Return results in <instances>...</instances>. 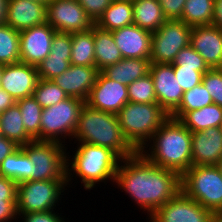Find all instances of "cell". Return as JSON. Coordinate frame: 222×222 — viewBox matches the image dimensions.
<instances>
[{"mask_svg":"<svg viewBox=\"0 0 222 222\" xmlns=\"http://www.w3.org/2000/svg\"><path fill=\"white\" fill-rule=\"evenodd\" d=\"M114 183L148 218L181 191L177 172L155 165L141 152L121 160Z\"/></svg>","mask_w":222,"mask_h":222,"instance_id":"6da1fadb","label":"cell"},{"mask_svg":"<svg viewBox=\"0 0 222 222\" xmlns=\"http://www.w3.org/2000/svg\"><path fill=\"white\" fill-rule=\"evenodd\" d=\"M191 143L192 132L169 117L140 152L155 165L182 176L192 166Z\"/></svg>","mask_w":222,"mask_h":222,"instance_id":"7a4b0ae2","label":"cell"},{"mask_svg":"<svg viewBox=\"0 0 222 222\" xmlns=\"http://www.w3.org/2000/svg\"><path fill=\"white\" fill-rule=\"evenodd\" d=\"M74 143H78L76 144L77 149L74 148V155L71 156L70 151H68L66 156L67 188L70 187L72 180L76 177L81 178L80 181L84 189L88 191L99 183L111 181L114 184L116 170L122 158L107 147L82 142Z\"/></svg>","mask_w":222,"mask_h":222,"instance_id":"3957f363","label":"cell"},{"mask_svg":"<svg viewBox=\"0 0 222 222\" xmlns=\"http://www.w3.org/2000/svg\"><path fill=\"white\" fill-rule=\"evenodd\" d=\"M73 140L110 148L122 159L137 152L124 137L116 114L92 108L86 103L81 109Z\"/></svg>","mask_w":222,"mask_h":222,"instance_id":"277c9868","label":"cell"},{"mask_svg":"<svg viewBox=\"0 0 222 222\" xmlns=\"http://www.w3.org/2000/svg\"><path fill=\"white\" fill-rule=\"evenodd\" d=\"M116 115L124 137L137 152L170 117L159 104L133 102H127Z\"/></svg>","mask_w":222,"mask_h":222,"instance_id":"5b68a950","label":"cell"},{"mask_svg":"<svg viewBox=\"0 0 222 222\" xmlns=\"http://www.w3.org/2000/svg\"><path fill=\"white\" fill-rule=\"evenodd\" d=\"M181 190L213 213L222 212V174L216 165H192L181 176Z\"/></svg>","mask_w":222,"mask_h":222,"instance_id":"8992f818","label":"cell"},{"mask_svg":"<svg viewBox=\"0 0 222 222\" xmlns=\"http://www.w3.org/2000/svg\"><path fill=\"white\" fill-rule=\"evenodd\" d=\"M85 101L69 97L42 109L40 141H55L64 145L72 140ZM66 141V142H65Z\"/></svg>","mask_w":222,"mask_h":222,"instance_id":"52a82bcc","label":"cell"},{"mask_svg":"<svg viewBox=\"0 0 222 222\" xmlns=\"http://www.w3.org/2000/svg\"><path fill=\"white\" fill-rule=\"evenodd\" d=\"M65 187L67 180H27L17 184V215L56 209L62 203V193L68 190Z\"/></svg>","mask_w":222,"mask_h":222,"instance_id":"ba28073f","label":"cell"},{"mask_svg":"<svg viewBox=\"0 0 222 222\" xmlns=\"http://www.w3.org/2000/svg\"><path fill=\"white\" fill-rule=\"evenodd\" d=\"M33 162V180H67V147L55 141L33 140L22 146Z\"/></svg>","mask_w":222,"mask_h":222,"instance_id":"9c48e42d","label":"cell"},{"mask_svg":"<svg viewBox=\"0 0 222 222\" xmlns=\"http://www.w3.org/2000/svg\"><path fill=\"white\" fill-rule=\"evenodd\" d=\"M191 30L181 20H166L152 33L150 63H173L178 52L190 45Z\"/></svg>","mask_w":222,"mask_h":222,"instance_id":"30bf717a","label":"cell"},{"mask_svg":"<svg viewBox=\"0 0 222 222\" xmlns=\"http://www.w3.org/2000/svg\"><path fill=\"white\" fill-rule=\"evenodd\" d=\"M46 22L63 33L85 32L95 25L77 0H51L47 4Z\"/></svg>","mask_w":222,"mask_h":222,"instance_id":"8fae6325","label":"cell"},{"mask_svg":"<svg viewBox=\"0 0 222 222\" xmlns=\"http://www.w3.org/2000/svg\"><path fill=\"white\" fill-rule=\"evenodd\" d=\"M213 212L202 207L182 190L149 218V222H211Z\"/></svg>","mask_w":222,"mask_h":222,"instance_id":"7c38bea8","label":"cell"},{"mask_svg":"<svg viewBox=\"0 0 222 222\" xmlns=\"http://www.w3.org/2000/svg\"><path fill=\"white\" fill-rule=\"evenodd\" d=\"M149 74L154 83L157 104L170 116L181 104L184 94L174 75L173 65L150 63Z\"/></svg>","mask_w":222,"mask_h":222,"instance_id":"4fadbf2b","label":"cell"},{"mask_svg":"<svg viewBox=\"0 0 222 222\" xmlns=\"http://www.w3.org/2000/svg\"><path fill=\"white\" fill-rule=\"evenodd\" d=\"M129 102L127 86L99 72L85 103L92 108L117 114Z\"/></svg>","mask_w":222,"mask_h":222,"instance_id":"5bb4252c","label":"cell"},{"mask_svg":"<svg viewBox=\"0 0 222 222\" xmlns=\"http://www.w3.org/2000/svg\"><path fill=\"white\" fill-rule=\"evenodd\" d=\"M56 32L47 22L19 31L20 62L37 67L50 54Z\"/></svg>","mask_w":222,"mask_h":222,"instance_id":"9a60e30c","label":"cell"},{"mask_svg":"<svg viewBox=\"0 0 222 222\" xmlns=\"http://www.w3.org/2000/svg\"><path fill=\"white\" fill-rule=\"evenodd\" d=\"M38 81L36 66L22 62L7 64L4 68L1 88L17 101L33 96Z\"/></svg>","mask_w":222,"mask_h":222,"instance_id":"2e32d148","label":"cell"},{"mask_svg":"<svg viewBox=\"0 0 222 222\" xmlns=\"http://www.w3.org/2000/svg\"><path fill=\"white\" fill-rule=\"evenodd\" d=\"M190 45L205 60L210 69L222 68V29L217 26H194Z\"/></svg>","mask_w":222,"mask_h":222,"instance_id":"e0dca14e","label":"cell"},{"mask_svg":"<svg viewBox=\"0 0 222 222\" xmlns=\"http://www.w3.org/2000/svg\"><path fill=\"white\" fill-rule=\"evenodd\" d=\"M115 44L123 58L150 59L152 33L135 24L112 31Z\"/></svg>","mask_w":222,"mask_h":222,"instance_id":"ac0fdd59","label":"cell"},{"mask_svg":"<svg viewBox=\"0 0 222 222\" xmlns=\"http://www.w3.org/2000/svg\"><path fill=\"white\" fill-rule=\"evenodd\" d=\"M99 70L92 66L70 65L62 74L52 81L57 84L68 97L86 101L94 86Z\"/></svg>","mask_w":222,"mask_h":222,"instance_id":"d6986e66","label":"cell"},{"mask_svg":"<svg viewBox=\"0 0 222 222\" xmlns=\"http://www.w3.org/2000/svg\"><path fill=\"white\" fill-rule=\"evenodd\" d=\"M192 165H216L222 158L221 128L208 129L192 133Z\"/></svg>","mask_w":222,"mask_h":222,"instance_id":"ffe728a7","label":"cell"},{"mask_svg":"<svg viewBox=\"0 0 222 222\" xmlns=\"http://www.w3.org/2000/svg\"><path fill=\"white\" fill-rule=\"evenodd\" d=\"M47 6L31 0H8L5 23L17 31L46 23Z\"/></svg>","mask_w":222,"mask_h":222,"instance_id":"44dd1931","label":"cell"},{"mask_svg":"<svg viewBox=\"0 0 222 222\" xmlns=\"http://www.w3.org/2000/svg\"><path fill=\"white\" fill-rule=\"evenodd\" d=\"M150 59L123 58L101 72L109 79L128 86L149 73Z\"/></svg>","mask_w":222,"mask_h":222,"instance_id":"7402d4cb","label":"cell"},{"mask_svg":"<svg viewBox=\"0 0 222 222\" xmlns=\"http://www.w3.org/2000/svg\"><path fill=\"white\" fill-rule=\"evenodd\" d=\"M93 37L95 44V67L99 72L123 59L111 31L100 29L94 25Z\"/></svg>","mask_w":222,"mask_h":222,"instance_id":"603a6c76","label":"cell"},{"mask_svg":"<svg viewBox=\"0 0 222 222\" xmlns=\"http://www.w3.org/2000/svg\"><path fill=\"white\" fill-rule=\"evenodd\" d=\"M132 0H113L95 25L106 31H114L133 24Z\"/></svg>","mask_w":222,"mask_h":222,"instance_id":"cb8c5ba5","label":"cell"},{"mask_svg":"<svg viewBox=\"0 0 222 222\" xmlns=\"http://www.w3.org/2000/svg\"><path fill=\"white\" fill-rule=\"evenodd\" d=\"M133 24L151 33L167 20L158 0H132Z\"/></svg>","mask_w":222,"mask_h":222,"instance_id":"d4e9b609","label":"cell"},{"mask_svg":"<svg viewBox=\"0 0 222 222\" xmlns=\"http://www.w3.org/2000/svg\"><path fill=\"white\" fill-rule=\"evenodd\" d=\"M0 176L12 179L17 184L33 180V162L19 146L0 164Z\"/></svg>","mask_w":222,"mask_h":222,"instance_id":"484cf974","label":"cell"},{"mask_svg":"<svg viewBox=\"0 0 222 222\" xmlns=\"http://www.w3.org/2000/svg\"><path fill=\"white\" fill-rule=\"evenodd\" d=\"M179 121L192 133L210 127L221 128L222 107L213 103L201 109L186 112Z\"/></svg>","mask_w":222,"mask_h":222,"instance_id":"4316f807","label":"cell"},{"mask_svg":"<svg viewBox=\"0 0 222 222\" xmlns=\"http://www.w3.org/2000/svg\"><path fill=\"white\" fill-rule=\"evenodd\" d=\"M0 129L3 137L14 141L19 146L33 141L25 131L21 111L16 103L0 113Z\"/></svg>","mask_w":222,"mask_h":222,"instance_id":"83f0119b","label":"cell"},{"mask_svg":"<svg viewBox=\"0 0 222 222\" xmlns=\"http://www.w3.org/2000/svg\"><path fill=\"white\" fill-rule=\"evenodd\" d=\"M71 65L95 67L93 27L85 32L71 33Z\"/></svg>","mask_w":222,"mask_h":222,"instance_id":"f1b7e54d","label":"cell"},{"mask_svg":"<svg viewBox=\"0 0 222 222\" xmlns=\"http://www.w3.org/2000/svg\"><path fill=\"white\" fill-rule=\"evenodd\" d=\"M215 0H186L181 21L189 26L211 25Z\"/></svg>","mask_w":222,"mask_h":222,"instance_id":"f546056e","label":"cell"},{"mask_svg":"<svg viewBox=\"0 0 222 222\" xmlns=\"http://www.w3.org/2000/svg\"><path fill=\"white\" fill-rule=\"evenodd\" d=\"M22 116L26 133L33 139L40 141V124L42 107L33 96L16 101Z\"/></svg>","mask_w":222,"mask_h":222,"instance_id":"4dcf8cb0","label":"cell"},{"mask_svg":"<svg viewBox=\"0 0 222 222\" xmlns=\"http://www.w3.org/2000/svg\"><path fill=\"white\" fill-rule=\"evenodd\" d=\"M20 62V34L6 23L0 24V63Z\"/></svg>","mask_w":222,"mask_h":222,"instance_id":"1f68e13d","label":"cell"},{"mask_svg":"<svg viewBox=\"0 0 222 222\" xmlns=\"http://www.w3.org/2000/svg\"><path fill=\"white\" fill-rule=\"evenodd\" d=\"M211 104H213V100L209 92L206 90L205 86L200 83L184 92L181 104L170 117L179 120L186 112L201 109Z\"/></svg>","mask_w":222,"mask_h":222,"instance_id":"d6a6232c","label":"cell"},{"mask_svg":"<svg viewBox=\"0 0 222 222\" xmlns=\"http://www.w3.org/2000/svg\"><path fill=\"white\" fill-rule=\"evenodd\" d=\"M129 102L157 104L152 77L148 73L127 86Z\"/></svg>","mask_w":222,"mask_h":222,"instance_id":"836d02e7","label":"cell"},{"mask_svg":"<svg viewBox=\"0 0 222 222\" xmlns=\"http://www.w3.org/2000/svg\"><path fill=\"white\" fill-rule=\"evenodd\" d=\"M33 97L42 108L54 106L58 102L65 100L68 95L52 80L39 79Z\"/></svg>","mask_w":222,"mask_h":222,"instance_id":"e575fe53","label":"cell"},{"mask_svg":"<svg viewBox=\"0 0 222 222\" xmlns=\"http://www.w3.org/2000/svg\"><path fill=\"white\" fill-rule=\"evenodd\" d=\"M70 65V59H65V56L48 55L37 66L39 79L53 80L66 71Z\"/></svg>","mask_w":222,"mask_h":222,"instance_id":"d590c367","label":"cell"},{"mask_svg":"<svg viewBox=\"0 0 222 222\" xmlns=\"http://www.w3.org/2000/svg\"><path fill=\"white\" fill-rule=\"evenodd\" d=\"M173 66H182V68H194L205 74L210 68L199 53L191 46L181 49L176 55Z\"/></svg>","mask_w":222,"mask_h":222,"instance_id":"8d00e7d4","label":"cell"},{"mask_svg":"<svg viewBox=\"0 0 222 222\" xmlns=\"http://www.w3.org/2000/svg\"><path fill=\"white\" fill-rule=\"evenodd\" d=\"M213 103L222 107V68L209 69L202 78Z\"/></svg>","mask_w":222,"mask_h":222,"instance_id":"74e56055","label":"cell"},{"mask_svg":"<svg viewBox=\"0 0 222 222\" xmlns=\"http://www.w3.org/2000/svg\"><path fill=\"white\" fill-rule=\"evenodd\" d=\"M174 75L179 82L183 92L192 89L202 83L203 73L194 70V68H182V66H173Z\"/></svg>","mask_w":222,"mask_h":222,"instance_id":"f35d334b","label":"cell"},{"mask_svg":"<svg viewBox=\"0 0 222 222\" xmlns=\"http://www.w3.org/2000/svg\"><path fill=\"white\" fill-rule=\"evenodd\" d=\"M71 46V33L56 32L52 39L51 50L49 55L65 56V59H70Z\"/></svg>","mask_w":222,"mask_h":222,"instance_id":"ab89813d","label":"cell"},{"mask_svg":"<svg viewBox=\"0 0 222 222\" xmlns=\"http://www.w3.org/2000/svg\"><path fill=\"white\" fill-rule=\"evenodd\" d=\"M54 210L18 214L19 222H67L61 214ZM57 213V214H56ZM61 216V217H60ZM22 220V221H20Z\"/></svg>","mask_w":222,"mask_h":222,"instance_id":"60d3db41","label":"cell"},{"mask_svg":"<svg viewBox=\"0 0 222 222\" xmlns=\"http://www.w3.org/2000/svg\"><path fill=\"white\" fill-rule=\"evenodd\" d=\"M95 23L113 0H77Z\"/></svg>","mask_w":222,"mask_h":222,"instance_id":"b9f144b4","label":"cell"},{"mask_svg":"<svg viewBox=\"0 0 222 222\" xmlns=\"http://www.w3.org/2000/svg\"><path fill=\"white\" fill-rule=\"evenodd\" d=\"M167 20H181L186 0H158Z\"/></svg>","mask_w":222,"mask_h":222,"instance_id":"7bdbcfd3","label":"cell"},{"mask_svg":"<svg viewBox=\"0 0 222 222\" xmlns=\"http://www.w3.org/2000/svg\"><path fill=\"white\" fill-rule=\"evenodd\" d=\"M17 217L16 199H0V222H17Z\"/></svg>","mask_w":222,"mask_h":222,"instance_id":"ee69618b","label":"cell"},{"mask_svg":"<svg viewBox=\"0 0 222 222\" xmlns=\"http://www.w3.org/2000/svg\"><path fill=\"white\" fill-rule=\"evenodd\" d=\"M17 183L12 179L0 176V199H16Z\"/></svg>","mask_w":222,"mask_h":222,"instance_id":"f6af8a7d","label":"cell"},{"mask_svg":"<svg viewBox=\"0 0 222 222\" xmlns=\"http://www.w3.org/2000/svg\"><path fill=\"white\" fill-rule=\"evenodd\" d=\"M19 145L6 137H0V164L11 153H13Z\"/></svg>","mask_w":222,"mask_h":222,"instance_id":"bcb514c9","label":"cell"},{"mask_svg":"<svg viewBox=\"0 0 222 222\" xmlns=\"http://www.w3.org/2000/svg\"><path fill=\"white\" fill-rule=\"evenodd\" d=\"M16 101L5 90L0 88V113L6 111L9 107L13 106Z\"/></svg>","mask_w":222,"mask_h":222,"instance_id":"7dc6e473","label":"cell"},{"mask_svg":"<svg viewBox=\"0 0 222 222\" xmlns=\"http://www.w3.org/2000/svg\"><path fill=\"white\" fill-rule=\"evenodd\" d=\"M212 24L222 29V0H215L214 2V16Z\"/></svg>","mask_w":222,"mask_h":222,"instance_id":"c3c4849f","label":"cell"},{"mask_svg":"<svg viewBox=\"0 0 222 222\" xmlns=\"http://www.w3.org/2000/svg\"><path fill=\"white\" fill-rule=\"evenodd\" d=\"M8 0H0V24L5 23Z\"/></svg>","mask_w":222,"mask_h":222,"instance_id":"681fc988","label":"cell"},{"mask_svg":"<svg viewBox=\"0 0 222 222\" xmlns=\"http://www.w3.org/2000/svg\"><path fill=\"white\" fill-rule=\"evenodd\" d=\"M211 222H222V212L213 213Z\"/></svg>","mask_w":222,"mask_h":222,"instance_id":"f907efd6","label":"cell"},{"mask_svg":"<svg viewBox=\"0 0 222 222\" xmlns=\"http://www.w3.org/2000/svg\"><path fill=\"white\" fill-rule=\"evenodd\" d=\"M4 68H5V64L0 63V88H1V84H2V76L4 73Z\"/></svg>","mask_w":222,"mask_h":222,"instance_id":"816d5d0a","label":"cell"},{"mask_svg":"<svg viewBox=\"0 0 222 222\" xmlns=\"http://www.w3.org/2000/svg\"><path fill=\"white\" fill-rule=\"evenodd\" d=\"M40 4H44L47 6V4L51 1V0H31Z\"/></svg>","mask_w":222,"mask_h":222,"instance_id":"f5cc1de1","label":"cell"},{"mask_svg":"<svg viewBox=\"0 0 222 222\" xmlns=\"http://www.w3.org/2000/svg\"><path fill=\"white\" fill-rule=\"evenodd\" d=\"M216 167L219 169V171L222 174V158L220 159V161L216 164Z\"/></svg>","mask_w":222,"mask_h":222,"instance_id":"db71d44e","label":"cell"}]
</instances>
